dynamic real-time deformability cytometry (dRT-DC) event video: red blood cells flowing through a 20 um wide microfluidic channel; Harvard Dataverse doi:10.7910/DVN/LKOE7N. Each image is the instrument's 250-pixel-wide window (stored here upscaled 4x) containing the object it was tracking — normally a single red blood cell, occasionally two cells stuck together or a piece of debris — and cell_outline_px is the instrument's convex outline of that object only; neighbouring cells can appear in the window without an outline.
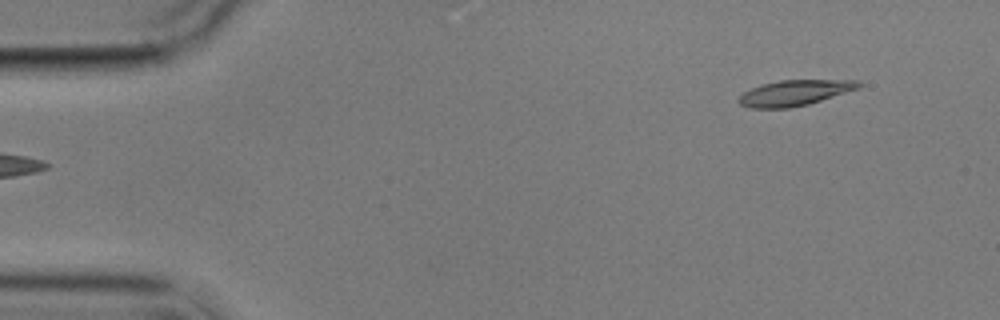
{"species": "common noctule bat (a hibernating species)", "species_latin": "Nyctalus noctula", "temperature_condition": "cold", "stored_images_in_passage": 5, "segment_of_instrument_passage": [2, 2], "camera_frame_rate_fps": 3000, "um_per_image_px": 0.085, "animal": {"sex": "male", "body_mass_g": 17.9}, "frame": {"image": 1, "passage_image": 5, "time_ms": 4.667, "image_size_px": [1000, 320], "cell_outline_px": [[864, 84], [860, 88], [808, 104], [788, 108], [748, 108], [740, 104], [736, 100], [744, 92], [760, 84], [780, 80], [860, 80]], "centroid_in_image_um": [67.55, 7.88], "position_along_channel_um": 17.4, "area_um2": 17.98}}